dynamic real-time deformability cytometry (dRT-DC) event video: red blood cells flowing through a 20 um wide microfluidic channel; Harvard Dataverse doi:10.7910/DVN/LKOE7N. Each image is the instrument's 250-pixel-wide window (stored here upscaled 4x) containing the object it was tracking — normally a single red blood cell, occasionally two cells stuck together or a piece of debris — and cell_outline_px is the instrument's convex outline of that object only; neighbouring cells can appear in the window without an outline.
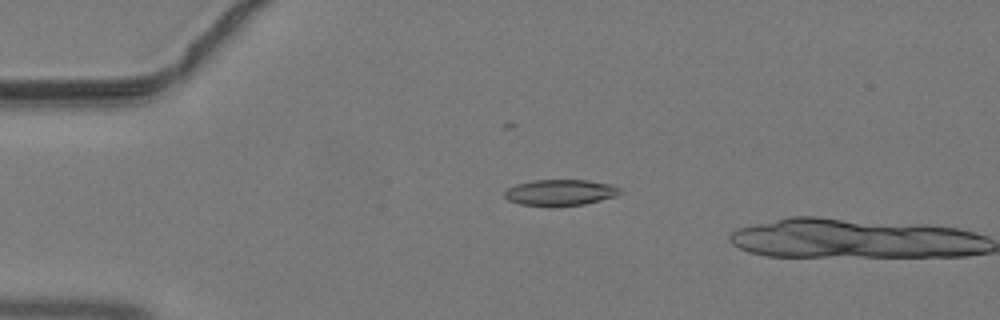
{"species": "common noctule bat (a hibernating species)", "species_latin": "Nyctalus noctula", "temperature_condition": "warm", "stored_images_in_passage": 11, "camera_frame_rate_fps": 3000, "um_per_image_px": 0.085, "animal": {"sex": "male", "body_mass_g": 19.2, "forearm_length_mm": 51.8}, "frame": {"image": 1, "passage_image": 10, "time_ms": 3.0, "image_size_px": [1000, 320], "cell_outline_px": [[624, 192], [616, 196], [584, 204], [560, 208], [548, 208], [520, 204], [508, 200], [504, 196], [504, 192], [508, 188], [516, 184], [532, 180], [588, 180], [612, 184], [620, 188]], "centroid_in_image_um": [47.62, 16.39], "position_along_channel_um": 37.4, "area_um2": 18.21}}